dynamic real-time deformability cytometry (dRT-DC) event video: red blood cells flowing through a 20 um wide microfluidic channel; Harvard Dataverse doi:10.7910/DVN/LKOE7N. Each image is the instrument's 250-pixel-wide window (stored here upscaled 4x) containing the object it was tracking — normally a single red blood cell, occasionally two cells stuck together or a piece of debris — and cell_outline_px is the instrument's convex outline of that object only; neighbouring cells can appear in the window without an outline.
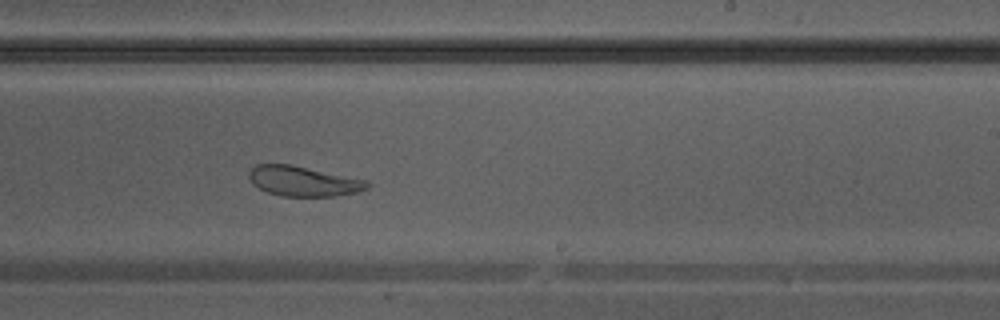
{"species": "Egyptian fruit bat (a non-hibernating species)", "species_latin": "Rousettus aegyptiacus", "temperature_condition": "warm", "stored_images_in_passage": 36, "camera_frame_rate_fps": 3000, "um_per_image_px": 0.085, "animal": {"sex": "male"}, "frame": {"image": 1, "passage_image": 21, "time_ms": 6.667, "image_size_px": [1000, 320], "cell_outline_px": [[372, 184], [368, 188], [356, 192], [336, 196], [284, 196], [268, 192], [252, 184], [248, 176], [248, 172], [256, 164], [292, 164], [368, 180]], "centroid_in_image_um": [25.81, 15.39], "position_along_channel_um": 263.2, "area_um2": 20.81}}